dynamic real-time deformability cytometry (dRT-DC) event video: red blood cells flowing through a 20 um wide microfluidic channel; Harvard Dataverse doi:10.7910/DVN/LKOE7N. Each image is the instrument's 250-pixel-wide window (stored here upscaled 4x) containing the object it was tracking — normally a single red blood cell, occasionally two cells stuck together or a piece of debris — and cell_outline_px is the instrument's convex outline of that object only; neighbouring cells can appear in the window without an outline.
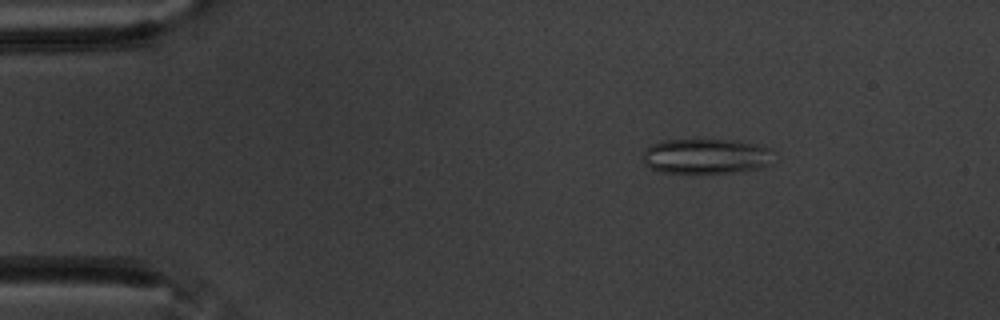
{"species": "common noctule bat (a hibernating species)", "species_latin": "Nyctalus noctula", "temperature_condition": "warm", "stored_images_in_passage": 54, "camera_frame_rate_fps": 3000, "um_per_image_px": 0.085, "animal": {"sex": "male", "body_mass_g": 20.1, "forearm_length_mm": 53.5}, "frame": {"image": 1, "passage_image": 5, "time_ms": 1.333, "image_size_px": [1000, 320], "cell_outline_px": [[772, 164], [760, 168], [732, 172], [696, 176], [664, 172], [648, 168], [644, 164], [644, 148], [652, 144], [664, 140], [736, 140], [760, 144], [768, 148]], "centroid_in_image_um": [59.97, 13.32], "position_along_channel_um": 25.0, "area_um2": 27.57}}
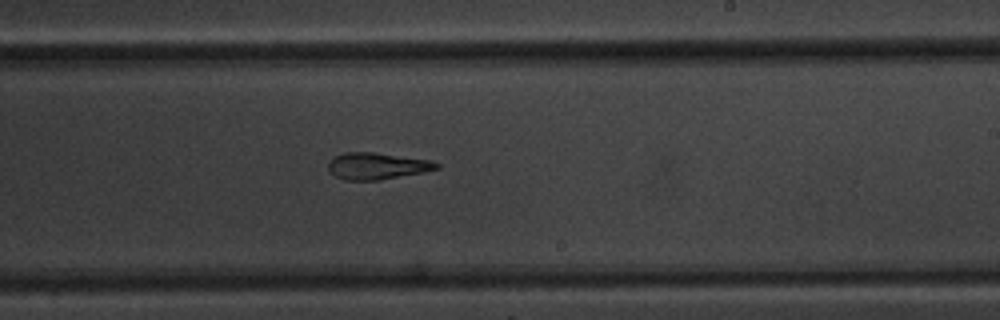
{"frame": {"image": 2, "passage_image": 31, "time_ms": 10.0, "image_size_px": [1000, 320], "cell_outline_px": [[440, 168], [424, 172], [380, 180], [344, 180], [336, 176], [328, 168], [328, 164], [336, 156], [344, 152], [376, 152], [428, 160], [440, 164]], "centroid_in_image_um": [32.07, 14.11], "position_along_channel_um": 256.9, "area_um2": 16.7}}
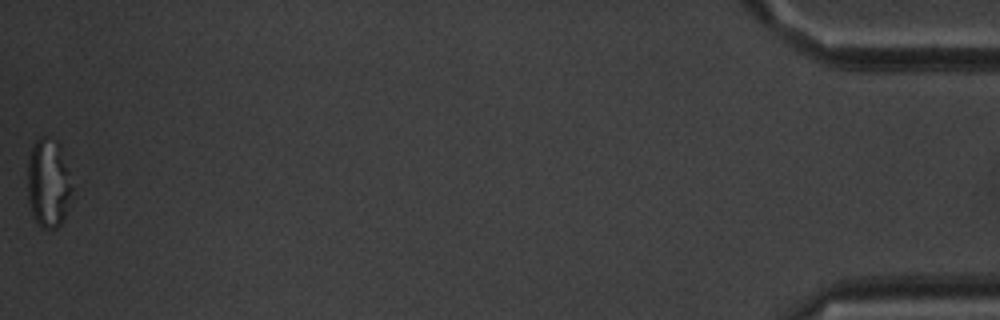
{"frame": {"image": 3, "passage_image": 54, "time_ms": 17.667, "image_size_px": [1000, 320], "cell_outline_px": [[72, 188], [64, 220], [56, 228], [44, 228], [36, 220], [32, 212], [28, 200], [28, 160], [32, 148], [36, 140], [40, 136], [44, 136], [60, 144], [68, 172]], "centroid_in_image_um": [4.1, 15.56], "position_along_channel_um": 431.1, "area_um2": 22.6}, "authors_computed_cell_mechanics": {"area_um2": 20.1433, "velocity_mm_per_s": 3.4975, "shape_relaxation_time_tau1_ms": null, "shape_relaxation_time_tau2_ms": 3.5073, "deformation_change_tau1": null, "deformation_change_tau2": 0.1321}}